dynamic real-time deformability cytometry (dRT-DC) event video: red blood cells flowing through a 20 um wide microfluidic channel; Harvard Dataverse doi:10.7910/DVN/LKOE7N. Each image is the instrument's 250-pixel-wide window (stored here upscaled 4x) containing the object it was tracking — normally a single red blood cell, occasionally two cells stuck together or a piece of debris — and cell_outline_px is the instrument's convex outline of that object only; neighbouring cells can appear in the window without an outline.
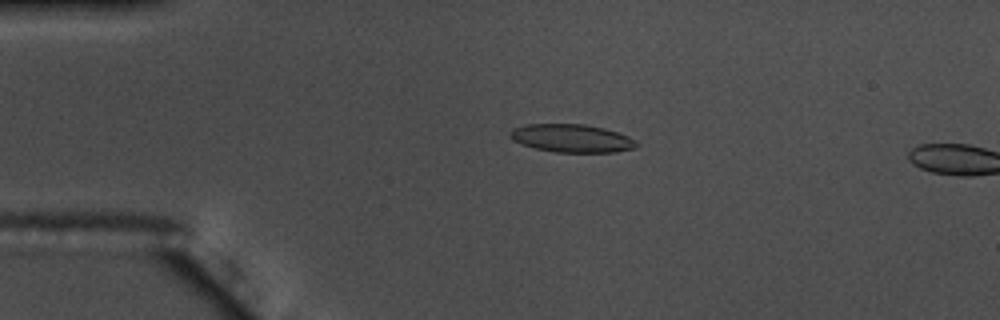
{"species": "common noctule bat (a hibernating species)", "species_latin": "Nyctalus noctula", "temperature_condition": "warm", "stored_images_in_passage": 15, "camera_frame_rate_fps": 3000, "um_per_image_px": 0.085, "animal": {"sex": "male", "body_mass_g": 17.5, "forearm_length_mm": 52.3}, "frame": {"image": 1, "passage_image": 13, "time_ms": 4.0, "image_size_px": [1000, 320], "cell_outline_px": [[640, 144], [636, 148], [616, 152], [556, 152], [536, 148], [520, 144], [512, 140], [508, 136], [508, 132], [512, 128], [524, 124], [584, 124], [604, 128], [628, 136], [636, 140]], "centroid_in_image_um": [48.57, 11.75], "position_along_channel_um": 36.4, "area_um2": 20.92}}